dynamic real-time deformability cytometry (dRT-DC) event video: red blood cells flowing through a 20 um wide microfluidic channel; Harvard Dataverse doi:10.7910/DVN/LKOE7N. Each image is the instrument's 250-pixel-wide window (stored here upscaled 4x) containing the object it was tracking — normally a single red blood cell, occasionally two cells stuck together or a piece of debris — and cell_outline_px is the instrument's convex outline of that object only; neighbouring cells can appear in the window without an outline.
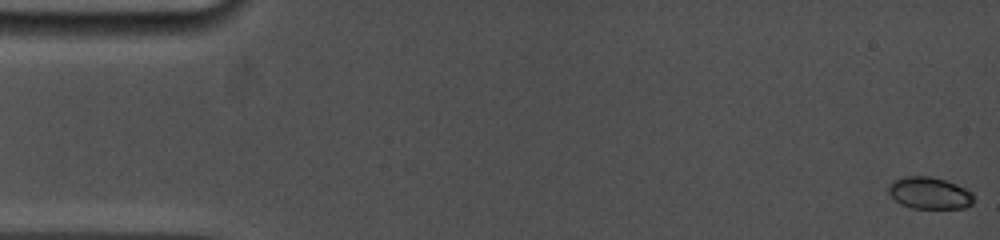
{"species": "common noctule bat (a hibernating species)", "species_latin": "Nyctalus noctula", "temperature_condition": "cold", "stored_images_in_passage": 53, "camera_frame_rate_fps": 5000, "um_per_image_px": 0.085, "animal": {"sex": "female", "body_mass_g": 19.0, "forearm_length_mm": 53.3}, "frame": {"image": 1, "passage_image": 1, "time_ms": 0.0, "image_size_px": [1000, 240], "cell_outline_px": [[972, 204], [964, 208], [912, 208], [900, 204], [888, 192], [888, 184], [892, 180], [904, 176], [928, 176], [944, 180], [956, 184], [972, 192]], "centroid_in_image_um": [78.96, 16.4], "position_along_channel_um": 6.0, "area_um2": 15.78}}
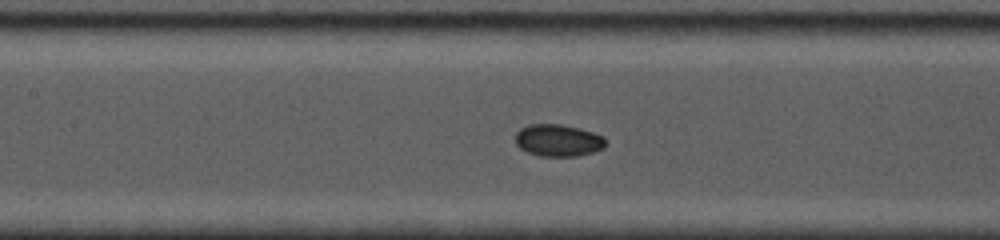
{"frame": {"image": 2, "passage_image": 24, "time_ms": 7.6, "image_size_px": [1000, 240], "cell_outline_px": [[604, 148], [592, 152], [576, 156], [540, 156], [528, 152], [520, 148], [516, 144], [516, 132], [520, 128], [528, 124], [560, 124], [592, 132], [604, 136]], "centroid_in_image_um": [47.41, 11.93], "position_along_channel_um": 160.0, "area_um2": 16.7}}
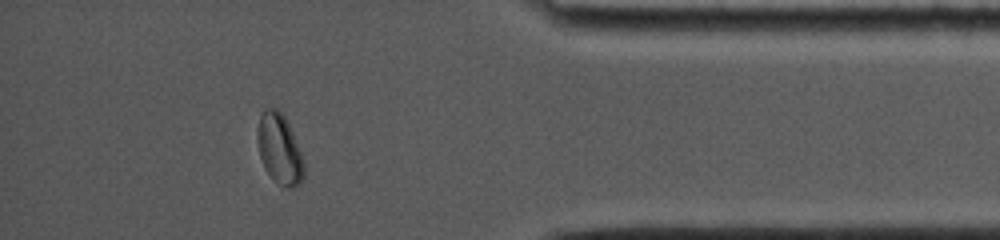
{"frame": {"image": 3, "passage_image": 45, "time_ms": 14.6, "image_size_px": [1000, 240], "cell_outline_px": [[304, 176], [300, 184], [292, 188], [284, 188], [272, 180], [264, 168], [260, 156], [256, 140], [256, 132], [260, 116], [264, 108], [276, 108], [284, 116], [292, 132], [304, 160]], "centroid_in_image_um": [23.74, 12.7], "position_along_channel_um": 411.5, "area_um2": 19.31}, "authors_computed_cell_mechanics": {"area_um2": 16.5886, "velocity_mm_per_s": 3.8346, "shape_relaxation_time_tau1_ms": 4.4954, "shape_relaxation_time_tau2_ms": null, "deformation_change_tau1": 0.1178, "deformation_change_tau2": null}}